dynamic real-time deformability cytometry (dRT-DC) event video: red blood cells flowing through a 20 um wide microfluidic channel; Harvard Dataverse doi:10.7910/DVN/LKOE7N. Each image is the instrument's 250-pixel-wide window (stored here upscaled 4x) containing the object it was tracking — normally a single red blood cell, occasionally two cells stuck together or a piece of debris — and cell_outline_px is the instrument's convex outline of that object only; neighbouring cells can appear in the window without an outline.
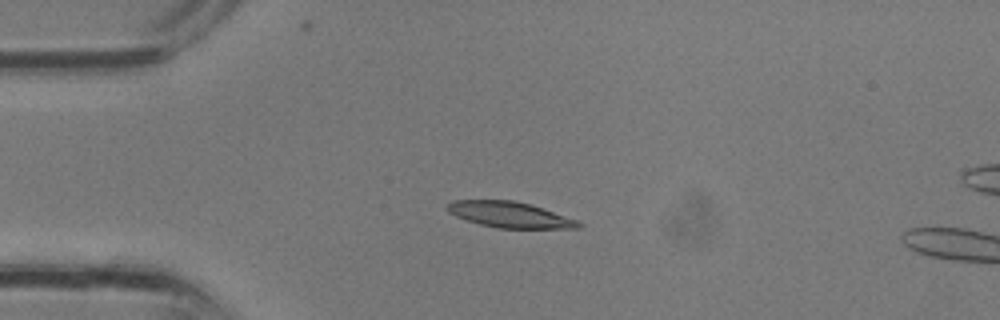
{"species": "common noctule bat (a hibernating species)", "species_latin": "Nyctalus noctula", "temperature_condition": "room temperature", "stored_images_in_passage": 7, "camera_frame_rate_fps": 3000, "um_per_image_px": 0.085, "animal": {"sex": "male", "body_mass_g": 13.3}, "frame": {"image": 1, "passage_image": 1, "time_ms": 0.0, "image_size_px": [1000, 320], "cell_outline_px": [[584, 224], [580, 228], [496, 228], [480, 224], [456, 216], [448, 212], [444, 208], [444, 204], [452, 200], [512, 200], [528, 204], [576, 220]], "centroid_in_image_um": [43.24, 18.24], "position_along_channel_um": 41.8, "area_um2": 19.54}}
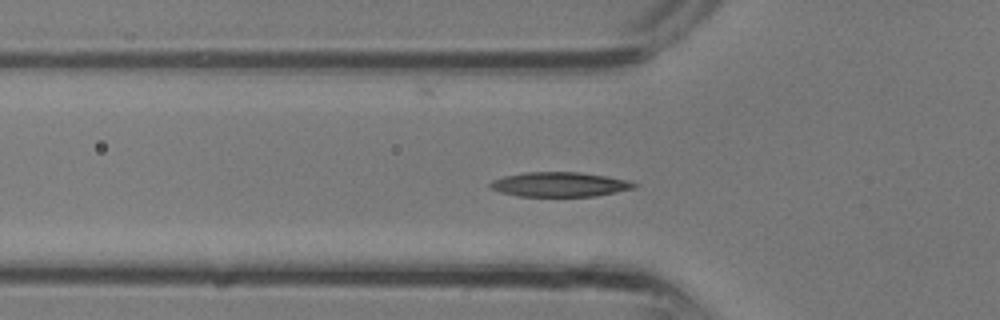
{"frame": {"image": 2, "passage_image": 4, "time_ms": 1.0, "image_size_px": [1000, 320], "cell_outline_px": [[636, 188], [596, 196], [520, 196], [500, 192], [488, 188], [488, 184], [492, 180], [504, 176], [524, 172], [580, 172], [608, 176], [628, 180], [636, 184]], "centroid_in_image_um": [47.55, 15.67], "position_along_channel_um": 78.3, "area_um2": 20.75}}
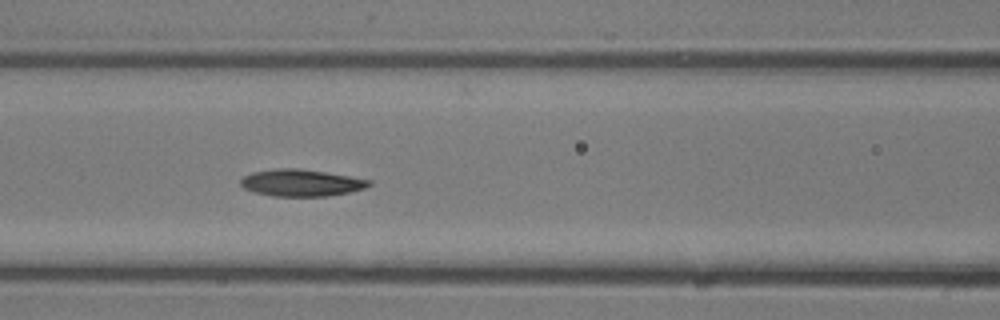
{"frame": {"image": 3, "passage_image": 7, "time_ms": 2.0, "image_size_px": [1000, 320], "cell_outline_px": [[372, 184], [364, 188], [348, 192], [328, 196], [272, 196], [256, 192], [244, 188], [240, 184], [240, 180], [244, 176], [252, 172], [276, 168], [300, 168], [372, 180]], "centroid_in_image_um": [25.59, 15.53], "position_along_channel_um": 141.0, "area_um2": 20.0}}